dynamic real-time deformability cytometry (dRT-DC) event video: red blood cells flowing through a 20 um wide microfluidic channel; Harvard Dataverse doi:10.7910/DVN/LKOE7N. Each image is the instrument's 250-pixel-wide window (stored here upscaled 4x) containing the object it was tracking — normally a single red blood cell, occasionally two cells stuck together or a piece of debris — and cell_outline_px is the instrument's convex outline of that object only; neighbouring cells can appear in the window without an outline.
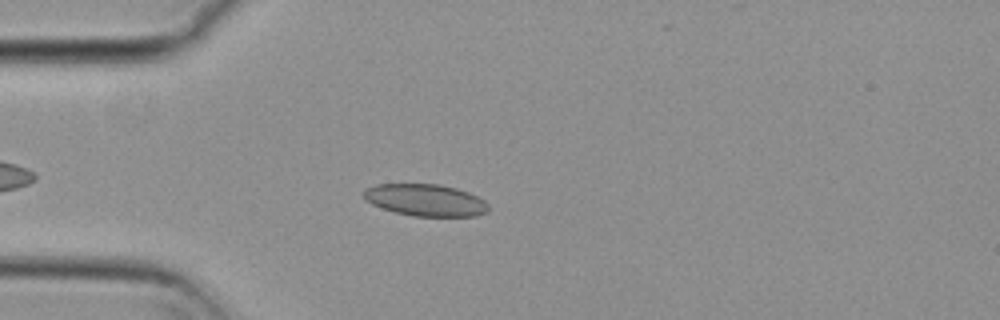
{"species": "common noctule bat (a hibernating species)", "species_latin": "Nyctalus noctula", "temperature_condition": "cold", "stored_images_in_passage": 48, "camera_frame_rate_fps": 3000, "um_per_image_px": 0.085, "animal": {"sex": "female", "body_mass_g": 29.2, "forearm_length_mm": 56.3}, "frame": {"image": 1, "passage_image": 7, "time_ms": 2.0, "image_size_px": [1000, 320], "cell_outline_px": [[488, 212], [476, 216], [412, 216], [396, 212], [372, 204], [364, 200], [364, 192], [368, 188], [376, 184], [440, 184], [456, 188], [468, 192], [484, 200], [488, 204]], "centroid_in_image_um": [36.19, 17.01], "position_along_channel_um": 48.8, "area_um2": 23.12}}
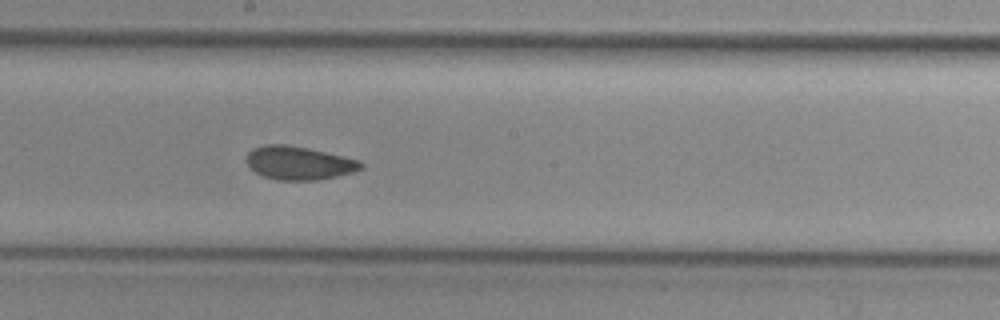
{"frame": {"image": 2, "passage_image": 22, "time_ms": 7.0, "image_size_px": [1000, 320], "cell_outline_px": [[364, 168], [352, 172], [336, 176], [316, 180], [276, 180], [264, 176], [256, 172], [244, 160], [248, 152], [252, 148], [264, 144], [288, 144], [308, 148], [360, 160], [364, 164]], "centroid_in_image_um": [25.39, 13.84], "position_along_channel_um": 222.8, "area_um2": 22.37}}
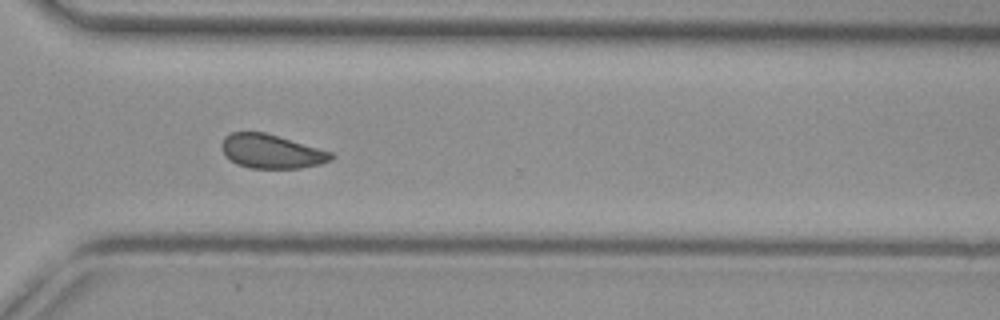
{"frame": {"image": 3, "passage_image": 32, "time_ms": 10.333, "image_size_px": [1000, 320], "cell_outline_px": [[336, 156], [332, 160], [320, 164], [300, 168], [248, 168], [236, 164], [224, 156], [220, 148], [220, 144], [224, 136], [232, 132], [264, 132], [332, 152]], "centroid_in_image_um": [23.02, 12.87], "position_along_channel_um": 347.6, "area_um2": 21.85}, "authors_computed_cell_mechanics": {"area_um2": 22.2241, "velocity_mm_per_s": 3.7425, "shape_relaxation_time_tau1_ms": null, "shape_relaxation_time_tau2_ms": 1.4477, "deformation_change_tau1": null, "deformation_change_tau2": 0.0596}}